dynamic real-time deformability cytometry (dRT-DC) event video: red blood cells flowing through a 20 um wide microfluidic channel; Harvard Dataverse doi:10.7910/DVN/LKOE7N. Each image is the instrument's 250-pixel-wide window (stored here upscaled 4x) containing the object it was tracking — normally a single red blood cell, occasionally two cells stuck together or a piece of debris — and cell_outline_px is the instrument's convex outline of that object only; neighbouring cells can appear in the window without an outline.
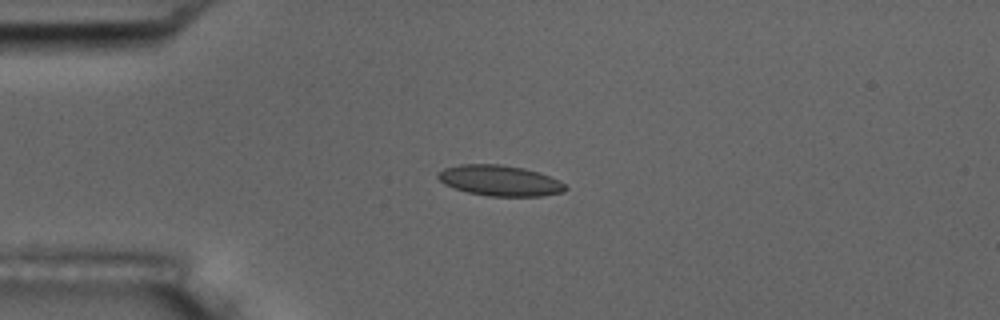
{"species": "common noctule bat (a hibernating species)", "species_latin": "Nyctalus noctula", "temperature_condition": "room temperature", "stored_images_in_passage": 5, "camera_frame_rate_fps": 3000, "um_per_image_px": 0.085, "animal": {"sex": "male", "body_mass_g": 17.5, "forearm_length_mm": 52.3}, "frame": {"image": 1, "passage_image": 4, "time_ms": 3.667, "image_size_px": [1000, 320], "cell_outline_px": [[568, 188], [564, 192], [540, 196], [488, 196], [468, 192], [444, 184], [436, 176], [444, 168], [460, 164], [500, 164], [524, 168], [560, 180]], "centroid_in_image_um": [42.49, 15.35], "position_along_channel_um": 42.5, "area_um2": 22.6}}